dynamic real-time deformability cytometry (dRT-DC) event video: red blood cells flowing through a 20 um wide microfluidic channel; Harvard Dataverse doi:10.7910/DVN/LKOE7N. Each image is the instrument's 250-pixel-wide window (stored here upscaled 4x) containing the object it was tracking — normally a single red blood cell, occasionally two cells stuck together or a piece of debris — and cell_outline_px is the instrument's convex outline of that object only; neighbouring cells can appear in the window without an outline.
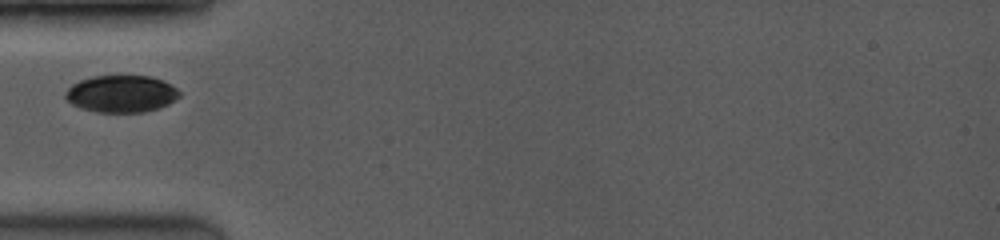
{"species": "common noctule bat (a hibernating species)", "species_latin": "Nyctalus noctula", "temperature_condition": "room temperature", "stored_images_in_passage": 40, "camera_frame_rate_fps": 3500, "um_per_image_px": 0.085, "animal": {"sex": "female", "body_mass_g": 19.0, "forearm_length_mm": 53.3}, "frame": {"image": 1, "passage_image": 1, "time_ms": 0.0, "image_size_px": [1000, 240], "cell_outline_px": [[180, 96], [168, 104], [144, 112], [96, 112], [80, 108], [72, 104], [64, 96], [64, 92], [72, 84], [80, 80], [92, 76], [152, 76], [164, 80], [176, 88], [180, 92]], "centroid_in_image_um": [10.3, 7.97], "position_along_channel_um": 74.7, "area_um2": 24.68}}
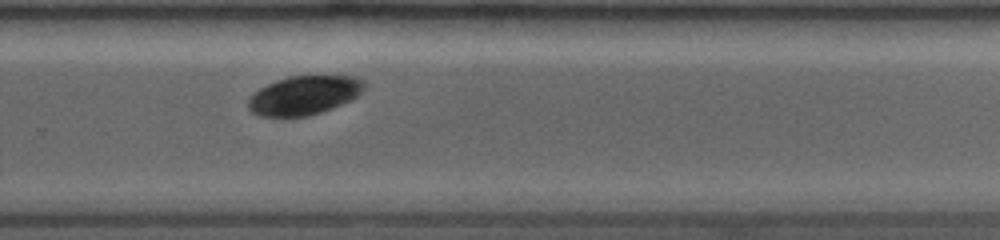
{"frame": {"image": 2, "passage_image": 24, "time_ms": 5.714, "image_size_px": [1000, 240], "cell_outline_px": [[364, 88], [352, 100], [332, 108], [308, 116], [260, 116], [252, 112], [248, 108], [248, 100], [260, 88], [276, 80], [288, 76], [356, 76], [364, 80]], "centroid_in_image_um": [25.86, 8.09], "position_along_channel_um": 303.9, "area_um2": 26.13}}
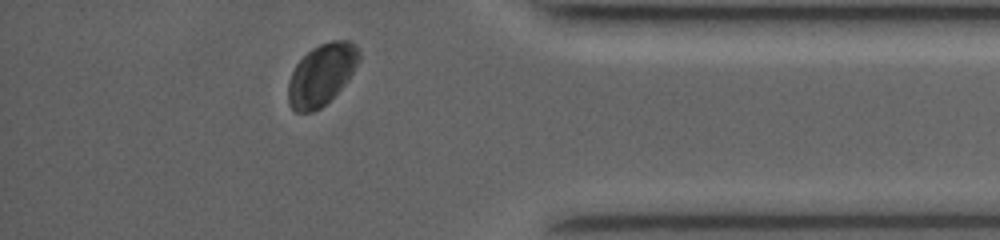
{"frame": {"image": 3, "passage_image": 36, "time_ms": 8.571, "image_size_px": [1000, 240], "cell_outline_px": [[360, 60], [348, 80], [320, 108], [312, 112], [296, 112], [288, 104], [288, 80], [296, 64], [312, 48], [320, 44], [332, 40], [352, 40], [356, 44], [360, 52]], "centroid_in_image_um": [27.34, 6.32], "position_along_channel_um": 407.9, "area_um2": 25.32}}